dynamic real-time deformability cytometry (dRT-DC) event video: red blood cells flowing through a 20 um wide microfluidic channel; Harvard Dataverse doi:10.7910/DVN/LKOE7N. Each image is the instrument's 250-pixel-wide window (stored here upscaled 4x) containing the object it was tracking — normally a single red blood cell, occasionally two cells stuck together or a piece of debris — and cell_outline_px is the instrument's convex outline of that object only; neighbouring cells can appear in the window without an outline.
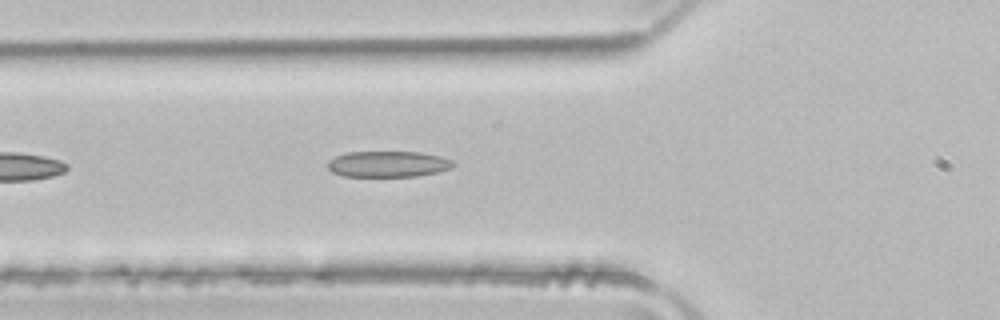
{"species": "common noctule bat (a hibernating species)", "species_latin": "Nyctalus noctula", "temperature_condition": "room temperature", "stored_images_in_passage": 10, "camera_frame_rate_fps": 3000, "um_per_image_px": 0.085, "animal": {"sex": "male", "body_mass_g": 21.5, "forearm_length_mm": 52.0}, "frame": {"image": 1, "passage_image": 6, "time_ms": 1.667, "image_size_px": [1000, 320], "cell_outline_px": [[456, 164], [452, 168], [440, 172], [416, 176], [344, 176], [332, 172], [328, 168], [328, 160], [336, 156], [348, 152], [420, 152], [440, 156], [452, 160]], "centroid_in_image_um": [33.02, 13.94], "position_along_channel_um": 92.8, "area_um2": 19.07}}